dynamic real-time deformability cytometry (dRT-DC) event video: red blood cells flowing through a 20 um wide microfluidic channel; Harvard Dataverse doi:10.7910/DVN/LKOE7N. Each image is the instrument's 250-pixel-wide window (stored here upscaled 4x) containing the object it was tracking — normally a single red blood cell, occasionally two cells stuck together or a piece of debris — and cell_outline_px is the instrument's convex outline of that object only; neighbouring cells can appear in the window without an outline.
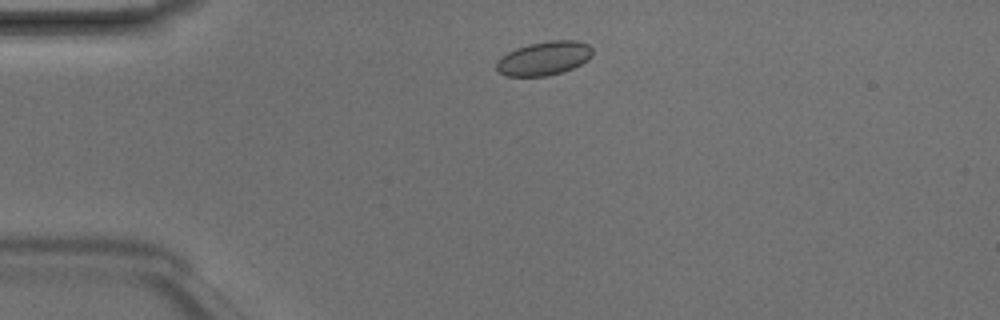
{"species": "Egyptian fruit bat (a non-hibernating species)", "species_latin": "Rousettus aegyptiacus", "temperature_condition": "room temperature", "stored_images_in_passage": 2, "camera_frame_rate_fps": 3000, "um_per_image_px": 0.085, "animal": {"sex": "male"}, "frame": {"image": 1, "passage_image": 1, "time_ms": 0.0, "image_size_px": [1000, 320], "cell_outline_px": [[592, 56], [588, 60], [572, 68], [548, 76], [504, 76], [496, 72], [496, 60], [500, 56], [516, 48], [528, 44], [548, 40], [576, 40], [588, 44], [592, 48]], "centroid_in_image_um": [46.2, 4.95], "position_along_channel_um": 38.8, "area_um2": 19.19}}